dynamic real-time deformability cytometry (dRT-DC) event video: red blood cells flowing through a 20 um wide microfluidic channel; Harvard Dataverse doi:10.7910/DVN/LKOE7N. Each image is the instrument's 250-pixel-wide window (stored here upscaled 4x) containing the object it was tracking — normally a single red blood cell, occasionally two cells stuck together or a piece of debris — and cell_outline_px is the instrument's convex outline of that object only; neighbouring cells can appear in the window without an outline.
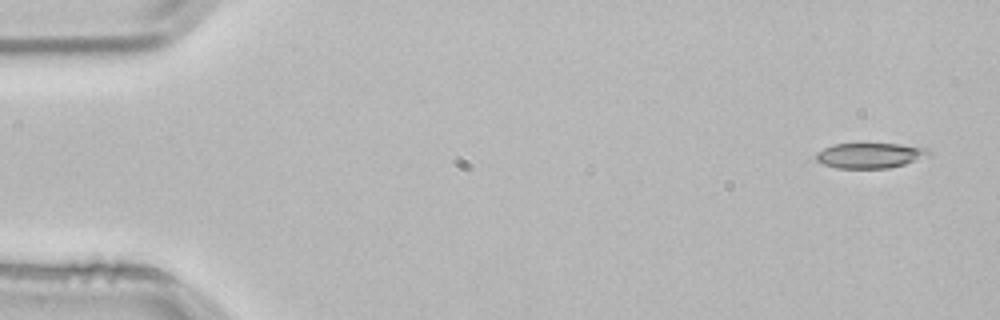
{"species": "common noctule bat (a hibernating species)", "species_latin": "Nyctalus noctula", "temperature_condition": "room temperature", "stored_images_in_passage": 3, "camera_frame_rate_fps": 3000, "um_per_image_px": 0.085, "animal": {"sex": "male", "body_mass_g": 21.5, "forearm_length_mm": 52.0}, "frame": {"image": 1, "passage_image": 1, "time_ms": 0.0, "image_size_px": [1000, 320], "cell_outline_px": [[932, 152], [904, 164], [888, 168], [836, 168], [824, 164], [816, 160], [816, 152], [832, 144], [900, 144], [928, 148]], "centroid_in_image_um": [73.89, 13.21], "position_along_channel_um": 11.1, "area_um2": 16.3}}